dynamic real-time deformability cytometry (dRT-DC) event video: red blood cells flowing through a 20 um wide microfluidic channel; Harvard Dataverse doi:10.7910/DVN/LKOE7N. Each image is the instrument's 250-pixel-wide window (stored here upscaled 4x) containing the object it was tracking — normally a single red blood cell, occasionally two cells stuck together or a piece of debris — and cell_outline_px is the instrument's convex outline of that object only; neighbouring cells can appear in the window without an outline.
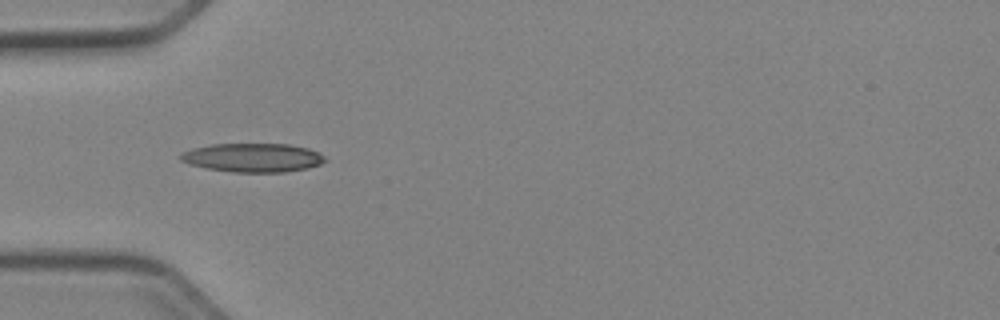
{"species": "Egyptian fruit bat (a non-hibernating species)", "species_latin": "Rousettus aegyptiacus", "temperature_condition": "cold", "stored_images_in_passage": 10, "camera_frame_rate_fps": 3000, "um_per_image_px": 0.085, "animal": {"sex": "female"}, "frame": {"image": 1, "passage_image": 4, "time_ms": 1.0, "image_size_px": [1000, 320], "cell_outline_px": [[328, 160], [320, 164], [308, 168], [284, 172], [232, 172], [208, 168], [188, 164], [180, 160], [180, 156], [184, 152], [192, 148], [212, 144], [288, 144], [308, 148], [320, 152]], "centroid_in_image_um": [21.52, 13.4], "position_along_channel_um": 63.5, "area_um2": 24.28}}
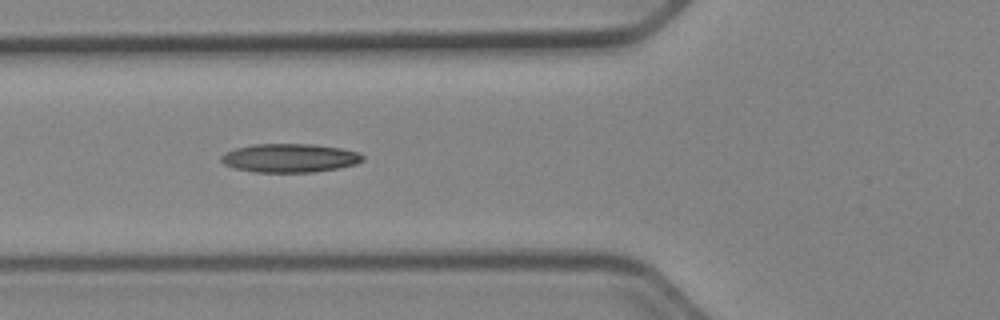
{"frame": {"image": 2, "passage_image": 7, "time_ms": 2.0, "image_size_px": [1000, 320], "cell_outline_px": [[364, 160], [356, 164], [336, 168], [312, 172], [252, 172], [236, 168], [224, 164], [220, 160], [220, 156], [236, 148], [252, 144], [312, 144], [340, 148], [356, 152], [364, 156]], "centroid_in_image_um": [24.61, 13.43], "position_along_channel_um": 101.2, "area_um2": 23.47}}
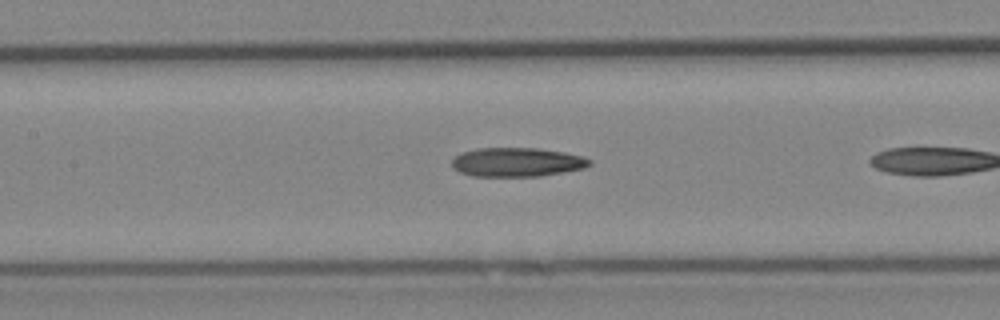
{"frame": {"image": 3, "passage_image": 9, "time_ms": 2.667, "image_size_px": [1000, 320], "cell_outline_px": [[592, 164], [584, 168], [564, 172], [540, 176], [472, 176], [460, 172], [452, 168], [452, 160], [456, 156], [464, 152], [480, 148], [536, 148], [564, 152], [584, 156], [592, 160]], "centroid_in_image_um": [43.98, 13.78], "position_along_channel_um": 163.4, "area_um2": 23.29}}